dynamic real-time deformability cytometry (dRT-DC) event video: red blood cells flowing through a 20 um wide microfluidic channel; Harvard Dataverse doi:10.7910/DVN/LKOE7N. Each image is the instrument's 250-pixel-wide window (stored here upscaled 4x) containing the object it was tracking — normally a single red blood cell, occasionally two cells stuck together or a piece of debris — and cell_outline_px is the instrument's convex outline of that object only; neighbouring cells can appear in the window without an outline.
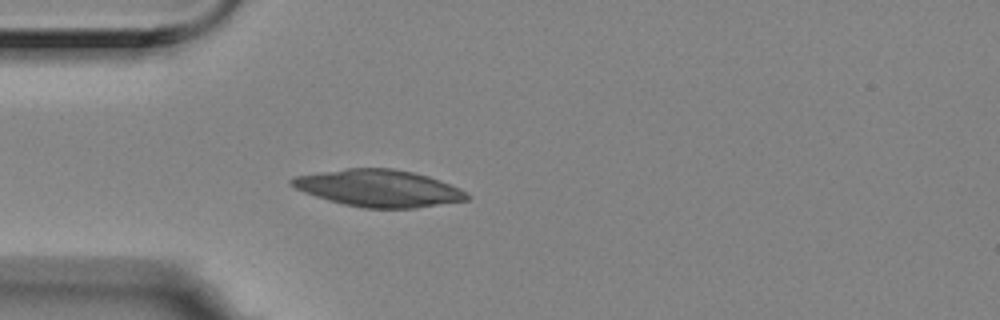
{"species": "Egyptian fruit bat (a non-hibernating species)", "species_latin": "Rousettus aegyptiacus", "temperature_condition": "room temperature", "stored_images_in_passage": 4, "camera_frame_rate_fps": 3000, "um_per_image_px": 0.085, "animal": {"sex": "female"}, "frame": {"image": 1, "passage_image": 4, "time_ms": 1.0, "image_size_px": [1000, 320], "cell_outline_px": [[472, 196], [468, 200], [416, 208], [364, 208], [344, 204], [328, 200], [304, 192], [288, 184], [288, 180], [296, 176], [320, 172], [348, 168], [392, 168], [412, 172], [428, 176], [440, 180], [460, 188], [468, 192]], "centroid_in_image_um": [32.22, 16.0], "position_along_channel_um": 52.8, "area_um2": 37.8}}